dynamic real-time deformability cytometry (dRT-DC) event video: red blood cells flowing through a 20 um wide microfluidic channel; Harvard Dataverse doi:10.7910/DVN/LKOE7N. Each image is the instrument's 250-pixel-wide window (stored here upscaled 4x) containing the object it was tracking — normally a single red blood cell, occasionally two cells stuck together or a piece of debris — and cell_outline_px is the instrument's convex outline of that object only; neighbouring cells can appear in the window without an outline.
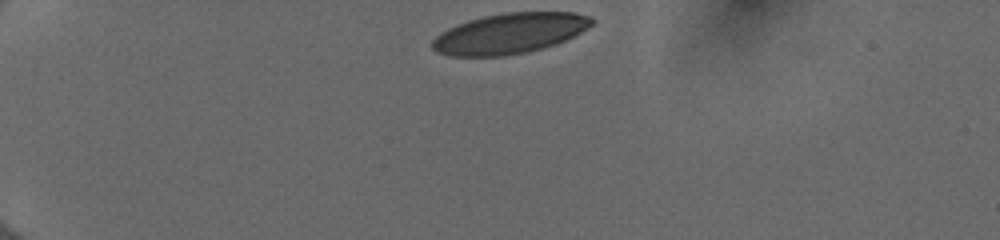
{"species": "human", "species_latin": "Homo sapiens", "temperature_condition": "cold", "stored_images_in_passage": 35, "camera_frame_rate_fps": 3000, "um_per_image_px": 0.085, "donor": {"sex": "female"}, "frame": {"image": 1, "passage_image": 1, "time_ms": 0.0, "image_size_px": [1000, 240], "cell_outline_px": [[596, 20], [588, 28], [556, 44], [524, 52], [504, 56], [448, 56], [436, 52], [432, 48], [432, 40], [440, 32], [456, 24], [468, 20], [484, 16], [504, 12], [572, 12], [592, 16]], "centroid_in_image_um": [43.3, 2.83], "position_along_channel_um": 41.7, "area_um2": 37.63}}
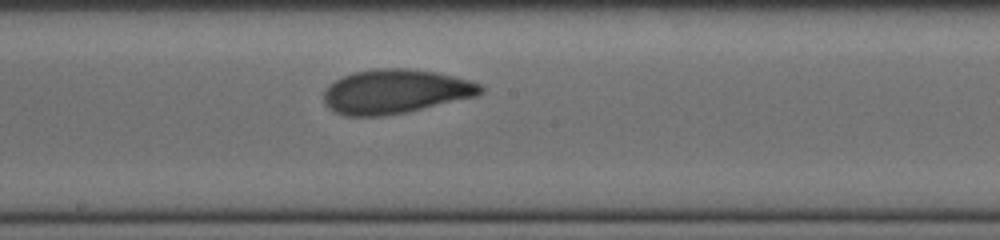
{"frame": {"image": 2, "passage_image": 19, "time_ms": 6.0, "image_size_px": [1000, 240], "cell_outline_px": [[484, 92], [476, 96], [408, 112], [384, 116], [344, 116], [328, 108], [324, 104], [324, 92], [336, 80], [352, 72], [376, 68], [408, 68], [436, 72], [468, 80], [480, 84], [484, 88]], "centroid_in_image_um": [33.61, 7.78], "position_along_channel_um": 214.6, "area_um2": 40.4}}
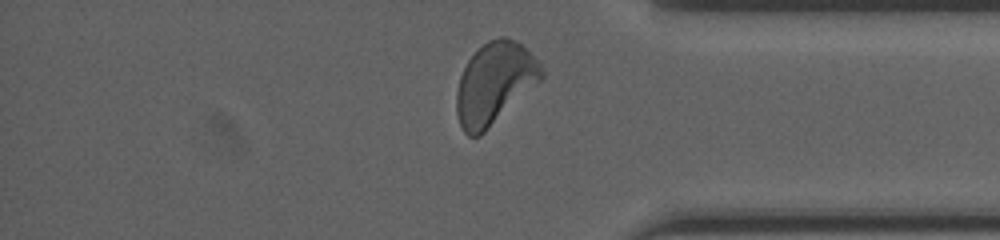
{"frame": {"image": 3, "passage_image": 33, "time_ms": 10.667, "image_size_px": [1000, 240], "cell_outline_px": [[544, 76], [540, 80], [480, 136], [468, 136], [464, 132], [460, 124], [456, 112], [456, 92], [460, 76], [468, 60], [488, 40], [500, 36], [504, 36], [516, 40], [540, 64], [544, 72]], "centroid_in_image_um": [42.0, 7.08], "position_along_channel_um": 393.2, "area_um2": 39.65}, "authors_computed_cell_mechanics": {"area_um2": 39.6508, "velocity_mm_per_s": 3.9762, "shape_relaxation_time_tau1_ms": 3.1044, "shape_relaxation_time_tau2_ms": 1.3443, "deformation_change_tau1": 0.1456, "deformation_change_tau2": 0.0744}}